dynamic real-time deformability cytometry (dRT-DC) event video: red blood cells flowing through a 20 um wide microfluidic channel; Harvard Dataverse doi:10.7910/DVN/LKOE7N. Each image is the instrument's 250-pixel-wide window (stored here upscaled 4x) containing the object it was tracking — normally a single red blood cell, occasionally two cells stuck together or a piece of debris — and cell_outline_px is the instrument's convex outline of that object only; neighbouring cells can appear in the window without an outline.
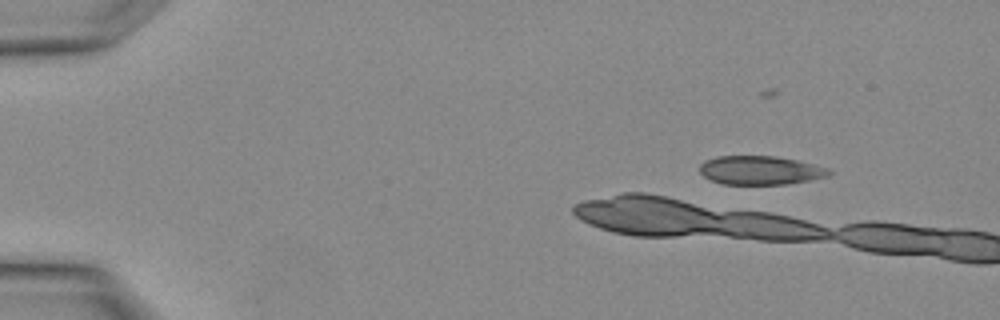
{"species": "Egyptian fruit bat (a non-hibernating species)", "species_latin": "Rousettus aegyptiacus", "temperature_condition": "warm", "stored_images_in_passage": 2, "camera_frame_rate_fps": 3000, "um_per_image_px": 0.085, "animal": {"sex": "female"}, "frame": {"image": 1, "passage_image": 1, "time_ms": 0.0, "image_size_px": [1000, 320], "cell_outline_px": [[832, 172], [828, 176], [788, 184], [720, 184], [704, 176], [700, 172], [700, 164], [704, 160], [716, 156], [776, 156], [796, 160], [828, 168]], "centroid_in_image_um": [64.59, 14.47], "position_along_channel_um": 20.4, "area_um2": 21.62}}